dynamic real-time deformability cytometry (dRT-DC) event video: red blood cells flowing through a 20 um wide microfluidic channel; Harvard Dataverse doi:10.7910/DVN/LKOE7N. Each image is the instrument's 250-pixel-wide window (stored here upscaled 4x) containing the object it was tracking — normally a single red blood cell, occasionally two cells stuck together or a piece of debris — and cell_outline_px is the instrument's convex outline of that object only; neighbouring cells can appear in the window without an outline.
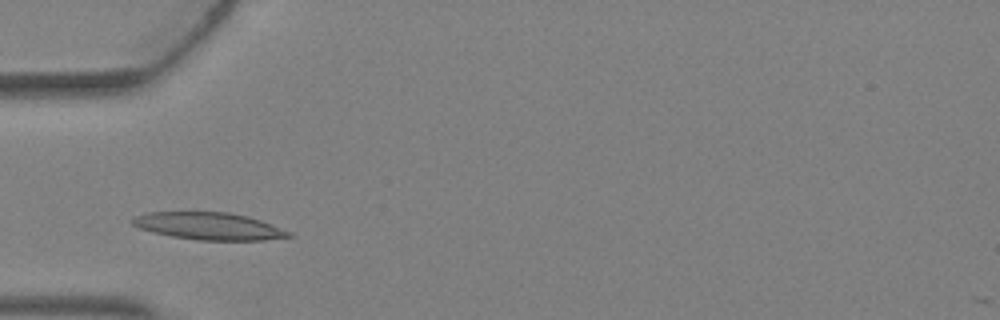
{"species": "Egyptian fruit bat (a non-hibernating species)", "species_latin": "Rousettus aegyptiacus", "temperature_condition": "warm", "stored_images_in_passage": 2, "camera_frame_rate_fps": 3000, "um_per_image_px": 0.085, "animal": {"sex": "female"}, "frame": {"image": 1, "passage_image": 2, "time_ms": 0.333, "image_size_px": [1000, 320], "cell_outline_px": [[296, 236], [264, 240], [196, 240], [172, 236], [152, 232], [140, 228], [132, 224], [132, 220], [136, 216], [148, 212], [228, 212], [248, 216], [260, 220], [292, 232]], "centroid_in_image_um": [17.8, 19.22], "position_along_channel_um": 67.2, "area_um2": 24.8}}